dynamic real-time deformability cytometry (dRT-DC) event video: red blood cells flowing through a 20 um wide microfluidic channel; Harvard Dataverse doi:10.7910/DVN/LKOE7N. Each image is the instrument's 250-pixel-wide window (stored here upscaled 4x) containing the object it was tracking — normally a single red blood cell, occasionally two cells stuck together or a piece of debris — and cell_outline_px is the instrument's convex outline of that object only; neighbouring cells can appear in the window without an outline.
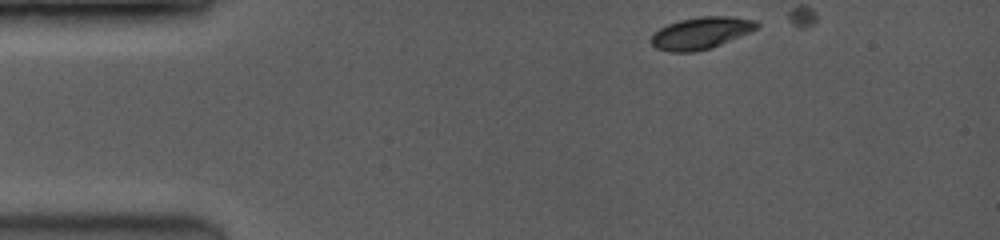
{"species": "common noctule bat (a hibernating species)", "species_latin": "Nyctalus noctula", "temperature_condition": "room temperature", "stored_images_in_passage": 14, "camera_frame_rate_fps": 3500, "um_per_image_px": 0.085, "animal": {"sex": "female", "body_mass_g": 19.0, "forearm_length_mm": 53.3}, "frame": {"image": 1, "passage_image": 1, "time_ms": 0.0, "image_size_px": [1000, 240], "cell_outline_px": [[760, 24], [752, 32], [712, 48], [696, 52], [668, 52], [656, 48], [648, 40], [660, 28], [668, 24], [680, 20], [700, 16], [728, 16], [756, 20]], "centroid_in_image_um": [59.6, 2.82], "position_along_channel_um": 25.4, "area_um2": 19.88}}
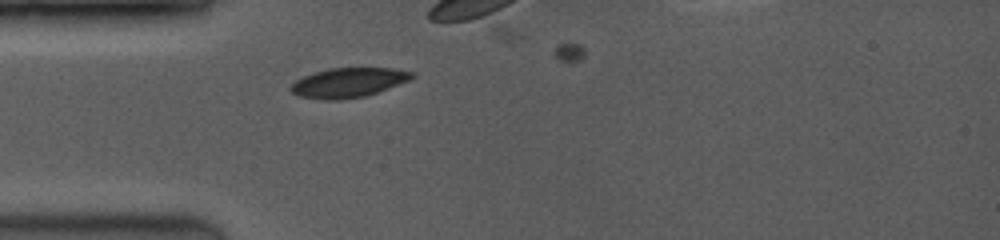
{"frame": {"image": 2, "passage_image": 9, "time_ms": 2.286, "image_size_px": [1000, 240], "cell_outline_px": [[416, 76], [408, 80], [376, 92], [364, 96], [340, 100], [324, 100], [300, 96], [292, 92], [288, 88], [296, 80], [304, 76], [328, 68], [392, 68], [412, 72]], "centroid_in_image_um": [29.57, 7.02], "position_along_channel_um": 55.4, "area_um2": 20.58}}